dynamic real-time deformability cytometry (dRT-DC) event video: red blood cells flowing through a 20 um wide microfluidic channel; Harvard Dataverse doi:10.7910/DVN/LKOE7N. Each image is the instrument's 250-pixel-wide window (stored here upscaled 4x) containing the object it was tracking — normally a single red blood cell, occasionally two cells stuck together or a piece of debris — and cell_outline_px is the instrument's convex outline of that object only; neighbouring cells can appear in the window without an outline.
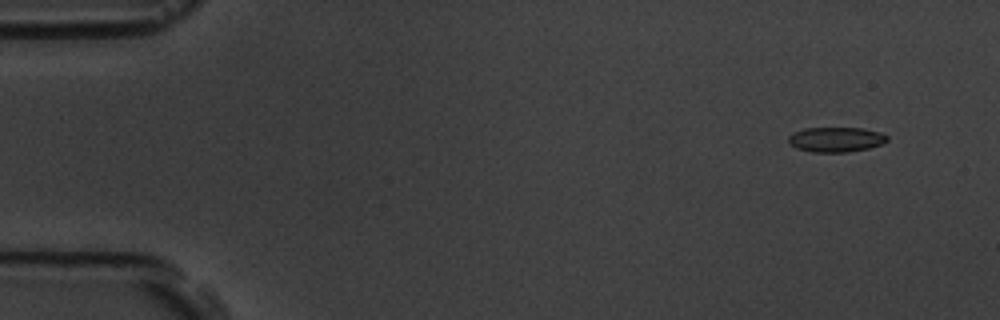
{"species": "common noctule bat (a hibernating species)", "species_latin": "Nyctalus noctula", "temperature_condition": "room temperature", "stored_images_in_passage": 6, "camera_frame_rate_fps": 3000, "um_per_image_px": 0.085, "animal": {"sex": "male", "body_mass_g": 19.5, "forearm_length_mm": 54.6}, "frame": {"image": 1, "passage_image": 2, "time_ms": 1.333, "image_size_px": [1000, 320], "cell_outline_px": [[888, 140], [884, 144], [868, 148], [848, 152], [812, 152], [796, 148], [788, 144], [788, 136], [792, 132], [804, 128], [864, 128], [880, 132], [888, 136]], "centroid_in_image_um": [71.04, 11.85], "position_along_channel_um": 14.0, "area_um2": 14.57}}
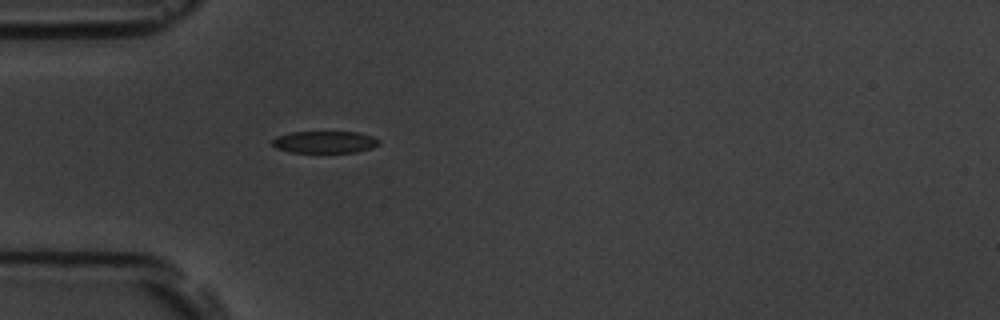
{"frame": {"image": 2, "passage_image": 6, "time_ms": 5.667, "image_size_px": [1000, 320], "cell_outline_px": [[380, 144], [372, 148], [356, 152], [288, 152], [276, 148], [272, 144], [272, 140], [276, 136], [292, 132], [360, 132], [372, 136], [380, 140]], "centroid_in_image_um": [27.62, 12.07], "position_along_channel_um": 57.4, "area_um2": 13.76}}